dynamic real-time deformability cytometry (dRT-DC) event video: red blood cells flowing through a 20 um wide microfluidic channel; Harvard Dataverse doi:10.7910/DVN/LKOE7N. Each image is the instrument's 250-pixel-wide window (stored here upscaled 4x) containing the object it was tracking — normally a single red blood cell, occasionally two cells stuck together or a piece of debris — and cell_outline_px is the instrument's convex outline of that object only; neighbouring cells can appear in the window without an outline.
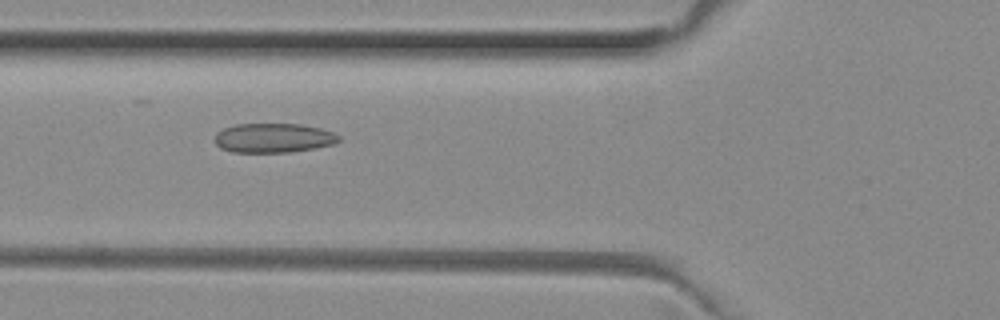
{"species": "common noctule bat (a hibernating species)", "species_latin": "Nyctalus noctula", "temperature_condition": "room temperature", "stored_images_in_passage": 45, "camera_frame_rate_fps": 3000, "um_per_image_px": 0.085, "animal": {"sex": "female", "body_mass_g": 29.2, "forearm_length_mm": 56.3}, "frame": {"image": 1, "passage_image": 12, "time_ms": 3.667, "image_size_px": [1000, 320], "cell_outline_px": [[340, 140], [332, 144], [312, 148], [288, 152], [232, 152], [220, 148], [216, 144], [216, 132], [224, 128], [236, 124], [300, 124], [320, 128], [332, 132], [340, 136]], "centroid_in_image_um": [23.22, 11.72], "position_along_channel_um": 102.6, "area_um2": 21.04}}
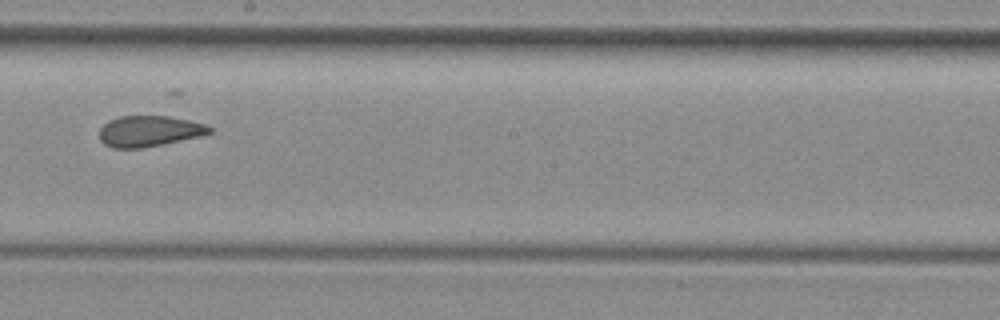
{"frame": {"image": 2, "passage_image": 22, "time_ms": 7.0, "image_size_px": [1000, 320], "cell_outline_px": [[212, 132], [200, 136], [140, 148], [112, 148], [104, 144], [100, 140], [100, 128], [108, 120], [120, 116], [168, 116], [188, 120], [204, 124], [212, 128]], "centroid_in_image_um": [12.64, 11.14], "position_along_channel_um": 235.6, "area_um2": 19.59}}
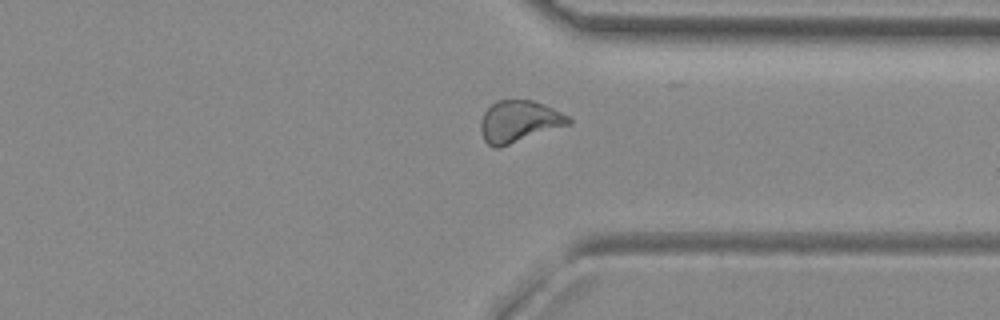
{"frame": {"image": 3, "passage_image": 32, "time_ms": 10.333, "image_size_px": [1000, 320], "cell_outline_px": [[572, 124], [500, 148], [492, 148], [484, 140], [480, 132], [480, 120], [484, 112], [496, 100], [532, 100], [544, 104], [568, 116], [572, 120]], "centroid_in_image_um": [44.11, 10.35], "position_along_channel_um": 367.3, "area_um2": 21.68}, "authors_computed_cell_mechanics": {"area_um2": 20.9814, "velocity_mm_per_s": 3.9837, "shape_relaxation_time_tau1_ms": 10.6445, "shape_relaxation_time_tau2_ms": 2.7078, "deformation_change_tau1": 0.1922, "deformation_change_tau2": 0.085}}